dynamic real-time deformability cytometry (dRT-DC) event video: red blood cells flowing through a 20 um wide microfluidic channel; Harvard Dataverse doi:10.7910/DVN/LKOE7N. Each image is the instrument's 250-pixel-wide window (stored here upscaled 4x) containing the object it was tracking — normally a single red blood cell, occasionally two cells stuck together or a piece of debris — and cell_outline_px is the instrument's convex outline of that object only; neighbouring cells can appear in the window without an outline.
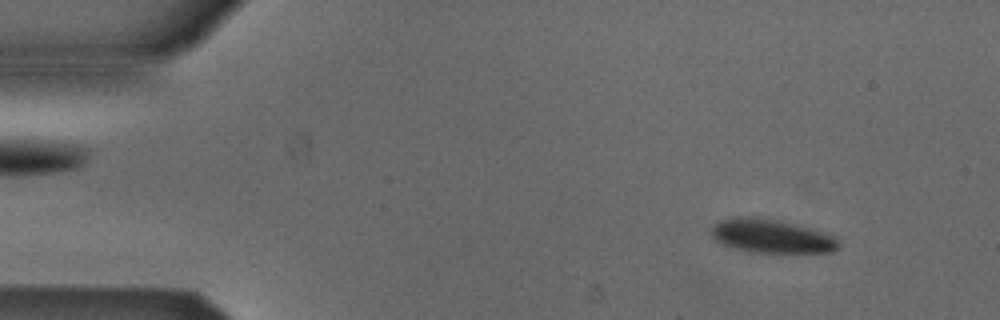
{"species": "Egyptian fruit bat (a non-hibernating species)", "species_latin": "Rousettus aegyptiacus", "temperature_condition": "cold", "stored_images_in_passage": 53, "camera_frame_rate_fps": 3000, "um_per_image_px": 0.085, "animal": {"sex": "male"}, "frame": {"image": 1, "passage_image": 5, "time_ms": 1.333, "image_size_px": [1000, 320], "cell_outline_px": [[840, 248], [832, 252], [752, 252], [736, 248], [724, 244], [716, 240], [712, 236], [712, 228], [720, 220], [732, 216], [756, 216], [792, 224], [808, 228], [832, 236], [840, 244]], "centroid_in_image_um": [65.54, 20.06], "position_along_channel_um": 19.5, "area_um2": 24.45}}
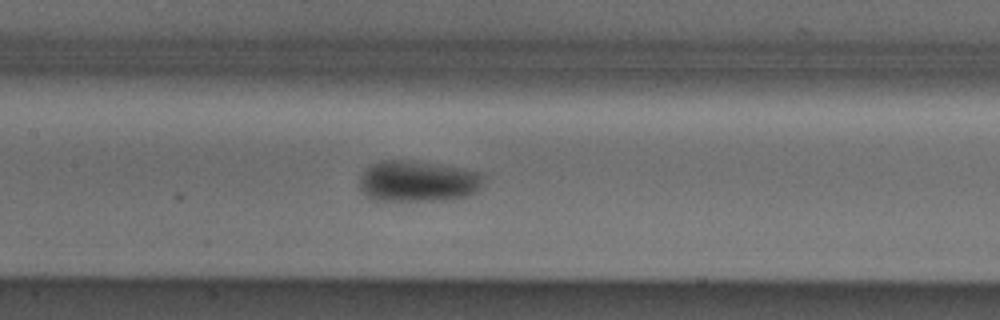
{"frame": {"image": 2, "passage_image": 24, "time_ms": 7.667, "image_size_px": [1000, 320], "cell_outline_px": [[484, 180], [480, 188], [476, 192], [468, 196], [440, 200], [376, 200], [360, 192], [360, 176], [364, 168], [380, 160], [412, 160], [464, 168], [484, 172]], "centroid_in_image_um": [35.54, 15.38], "position_along_channel_um": 171.9, "area_um2": 30.11}}
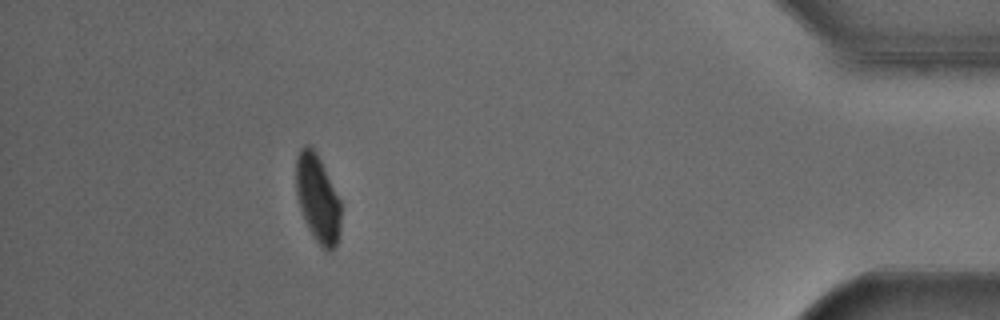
{"frame": {"image": 3, "passage_image": 47, "time_ms": 15.333, "image_size_px": [1000, 320], "cell_outline_px": [[340, 228], [336, 244], [328, 252], [312, 236], [304, 220], [296, 196], [296, 156], [300, 148], [312, 148], [320, 160], [340, 200]], "centroid_in_image_um": [26.98, 16.9], "position_along_channel_um": 408.2, "area_um2": 22.43}, "authors_computed_cell_mechanics": {"area_um2": 26.1834, "velocity_mm_per_s": 3.8179, "shape_relaxation_time_tau1_ms": 6.7305, "shape_relaxation_time_tau2_ms": null, "deformation_change_tau1": 0.104, "deformation_change_tau2": null}}